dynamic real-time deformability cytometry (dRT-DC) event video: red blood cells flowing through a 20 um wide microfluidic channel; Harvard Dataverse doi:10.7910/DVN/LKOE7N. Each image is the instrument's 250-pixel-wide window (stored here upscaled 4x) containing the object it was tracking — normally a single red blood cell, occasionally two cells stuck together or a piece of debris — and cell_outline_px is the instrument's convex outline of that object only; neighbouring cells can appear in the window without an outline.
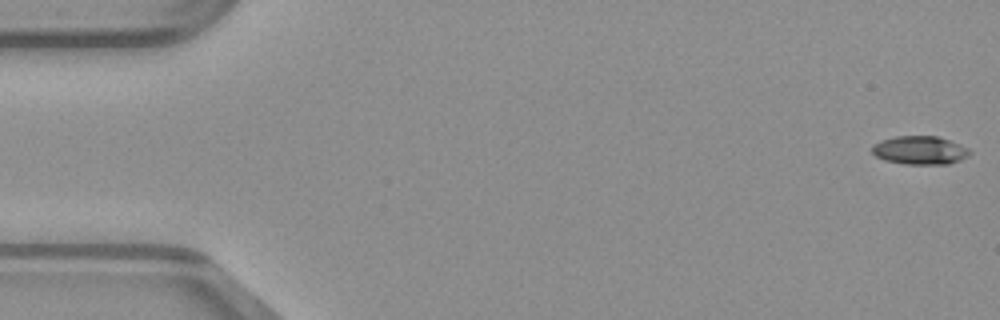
{"species": "common noctule bat (a hibernating species)", "species_latin": "Nyctalus noctula", "temperature_condition": "warm", "stored_images_in_passage": 49, "camera_frame_rate_fps": 3000, "um_per_image_px": 0.085, "animal": {"sex": "male", "body_mass_g": 23.1, "forearm_length_mm": 52.7}, "frame": {"image": 1, "passage_image": 1, "time_ms": 0.0, "image_size_px": [1000, 320], "cell_outline_px": [[972, 152], [968, 156], [960, 160], [948, 164], [904, 164], [884, 160], [876, 156], [872, 152], [872, 144], [880, 140], [896, 136], [936, 136], [960, 144], [968, 148]], "centroid_in_image_um": [78.18, 12.77], "position_along_channel_um": 6.8, "area_um2": 16.24}}
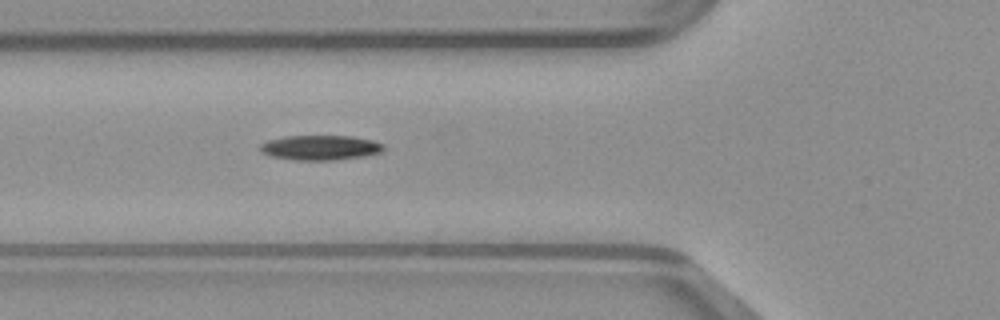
{"frame": {"image": 2, "passage_image": 18, "time_ms": 5.667, "image_size_px": [1000, 320], "cell_outline_px": [[384, 152], [364, 156], [336, 160], [296, 160], [272, 156], [260, 152], [260, 144], [268, 140], [284, 136], [352, 136], [372, 140], [384, 144]], "centroid_in_image_um": [27.25, 12.55], "position_along_channel_um": 98.6, "area_um2": 17.98}}
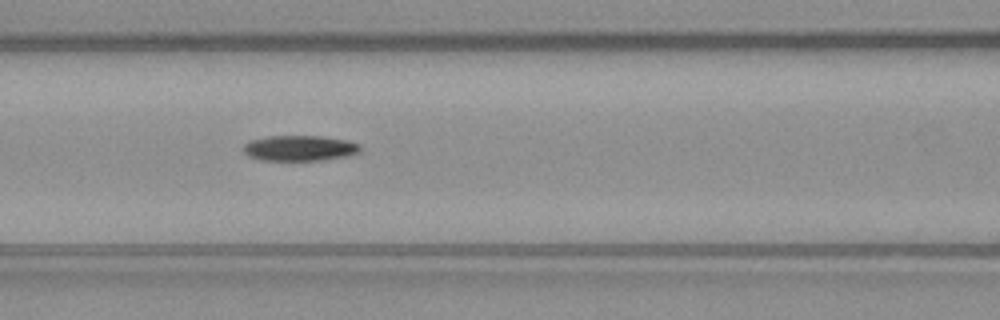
{"frame": {"image": 3, "passage_image": 21, "time_ms": 6.667, "image_size_px": [1000, 320], "cell_outline_px": [[360, 152], [348, 156], [324, 160], [260, 160], [248, 156], [244, 152], [244, 144], [252, 140], [268, 136], [320, 136], [348, 140], [360, 144]], "centroid_in_image_um": [25.5, 12.59], "position_along_channel_um": 141.1, "area_um2": 17.4}}